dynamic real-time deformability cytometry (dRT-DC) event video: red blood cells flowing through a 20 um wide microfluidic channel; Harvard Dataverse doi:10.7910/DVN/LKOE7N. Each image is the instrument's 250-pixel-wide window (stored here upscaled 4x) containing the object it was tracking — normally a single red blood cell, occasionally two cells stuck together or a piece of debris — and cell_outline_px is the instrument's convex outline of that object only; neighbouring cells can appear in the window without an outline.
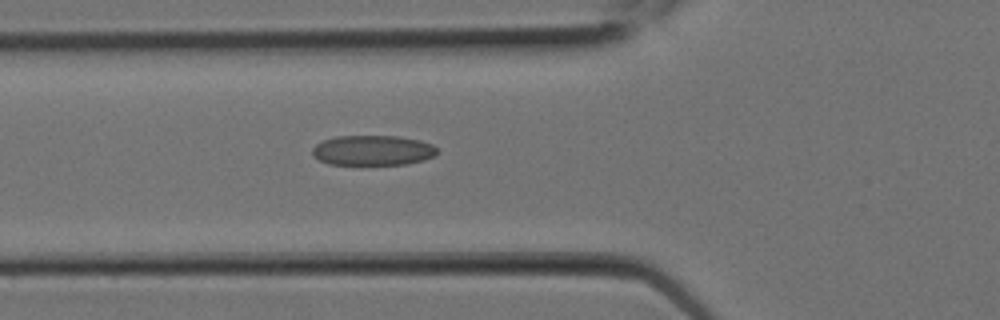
{"species": "Egyptian fruit bat (a non-hibernating species)", "species_latin": "Rousettus aegyptiacus", "temperature_condition": "room temperature", "stored_images_in_passage": 3, "camera_frame_rate_fps": 3000, "um_per_image_px": 0.085, "animal": {"sex": "female"}, "frame": {"image": 1, "passage_image": 3, "time_ms": 0.667, "image_size_px": [1000, 320], "cell_outline_px": [[436, 156], [424, 160], [408, 164], [328, 164], [320, 160], [312, 152], [312, 148], [316, 144], [324, 140], [336, 136], [396, 136], [420, 140], [432, 144], [436, 148]], "centroid_in_image_um": [31.71, 12.78], "position_along_channel_um": 94.1, "area_um2": 21.79}}